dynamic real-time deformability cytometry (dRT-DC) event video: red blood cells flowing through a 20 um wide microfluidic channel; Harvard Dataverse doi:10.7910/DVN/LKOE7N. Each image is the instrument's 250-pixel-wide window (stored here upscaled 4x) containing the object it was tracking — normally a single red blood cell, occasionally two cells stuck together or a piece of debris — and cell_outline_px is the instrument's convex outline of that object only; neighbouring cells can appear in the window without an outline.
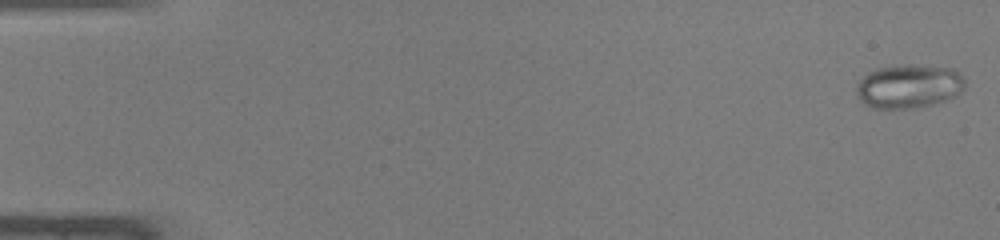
{"species": "common noctule bat (a hibernating species)", "species_latin": "Nyctalus noctula", "temperature_condition": "warm", "stored_images_in_passage": 47, "camera_frame_rate_fps": 3000, "um_per_image_px": 0.085, "animal": {"sex": "male", "body_mass_g": 19.0, "forearm_length_mm": 50.8}, "frame": {"image": 1, "passage_image": 1, "time_ms": 0.0, "image_size_px": [1000, 240], "cell_outline_px": [[964, 88], [956, 96], [932, 104], [916, 108], [872, 108], [864, 104], [856, 96], [856, 88], [860, 80], [868, 72], [876, 68], [900, 64], [912, 64], [956, 68], [964, 76]], "centroid_in_image_um": [77.26, 7.31], "position_along_channel_um": 7.7, "area_um2": 28.15}}
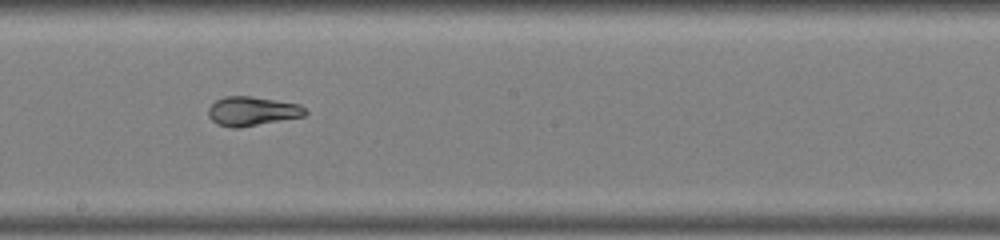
{"frame": {"image": 2, "passage_image": 27, "time_ms": 8.667, "image_size_px": [1000, 240], "cell_outline_px": [[308, 112], [304, 116], [240, 128], [232, 128], [216, 124], [208, 116], [208, 108], [216, 100], [224, 96], [252, 96], [300, 104]], "centroid_in_image_um": [21.42, 9.45], "position_along_channel_um": 226.8, "area_um2": 16.59}}
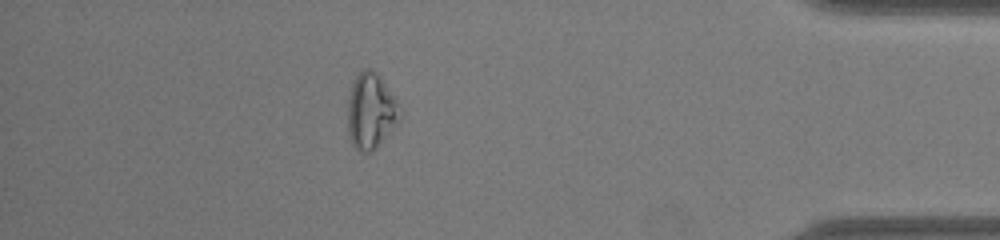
{"frame": {"image": 3, "passage_image": 42, "time_ms": 13.667, "image_size_px": [1000, 240], "cell_outline_px": [[400, 120], [376, 148], [368, 152], [364, 152], [356, 148], [352, 144], [348, 136], [348, 96], [352, 84], [356, 76], [364, 68], [372, 68], [380, 76], [396, 100], [400, 108]], "centroid_in_image_um": [31.51, 9.43], "position_along_channel_um": 403.7, "area_um2": 22.89}}